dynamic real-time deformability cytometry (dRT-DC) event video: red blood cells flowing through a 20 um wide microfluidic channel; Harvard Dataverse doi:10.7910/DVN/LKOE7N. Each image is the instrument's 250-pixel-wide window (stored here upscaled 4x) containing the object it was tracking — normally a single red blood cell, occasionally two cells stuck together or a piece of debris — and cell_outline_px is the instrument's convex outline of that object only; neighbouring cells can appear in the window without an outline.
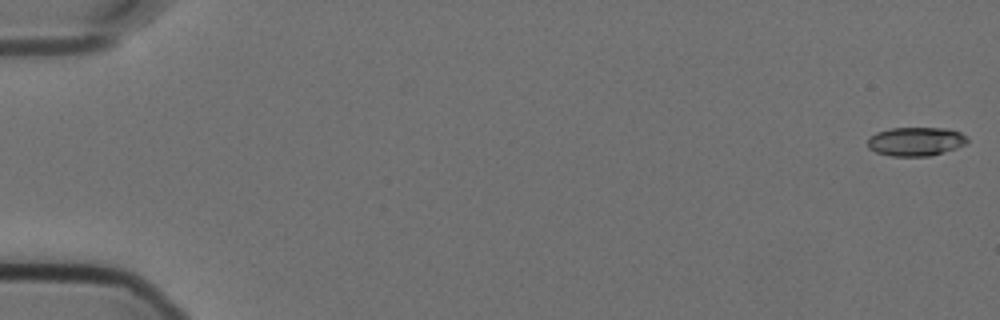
{"species": "Egyptian fruit bat (a non-hibernating species)", "species_latin": "Rousettus aegyptiacus", "temperature_condition": "cold", "stored_images_in_passage": 16, "camera_frame_rate_fps": 3000, "um_per_image_px": 0.085, "animal": {"sex": "female"}, "frame": {"image": 1, "passage_image": 1, "time_ms": 0.0, "image_size_px": [1000, 320], "cell_outline_px": [[968, 144], [944, 152], [928, 156], [892, 156], [876, 152], [868, 148], [868, 140], [876, 132], [892, 128], [944, 128], [960, 132], [968, 136]], "centroid_in_image_um": [77.88, 12.02], "position_along_channel_um": 7.1, "area_um2": 16.76}}
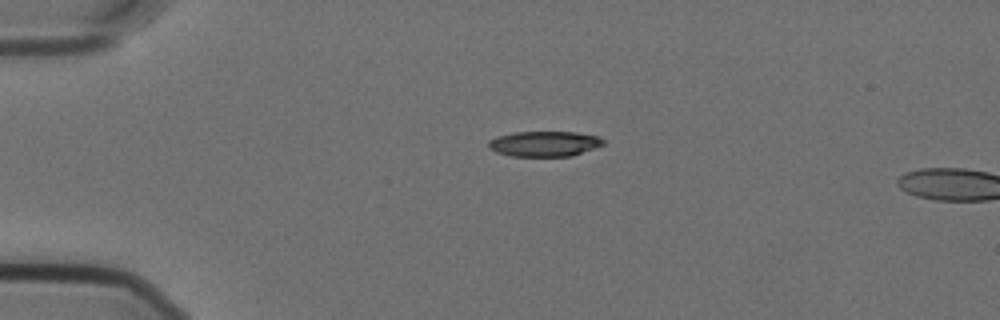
{"frame": {"image": 2, "passage_image": 14, "time_ms": 4.333, "image_size_px": [1000, 320], "cell_outline_px": [[604, 144], [572, 156], [512, 156], [496, 152], [488, 148], [488, 140], [496, 136], [512, 132], [576, 132], [600, 136], [604, 140]], "centroid_in_image_um": [46.25, 12.21], "position_along_channel_um": 38.8, "area_um2": 17.05}}